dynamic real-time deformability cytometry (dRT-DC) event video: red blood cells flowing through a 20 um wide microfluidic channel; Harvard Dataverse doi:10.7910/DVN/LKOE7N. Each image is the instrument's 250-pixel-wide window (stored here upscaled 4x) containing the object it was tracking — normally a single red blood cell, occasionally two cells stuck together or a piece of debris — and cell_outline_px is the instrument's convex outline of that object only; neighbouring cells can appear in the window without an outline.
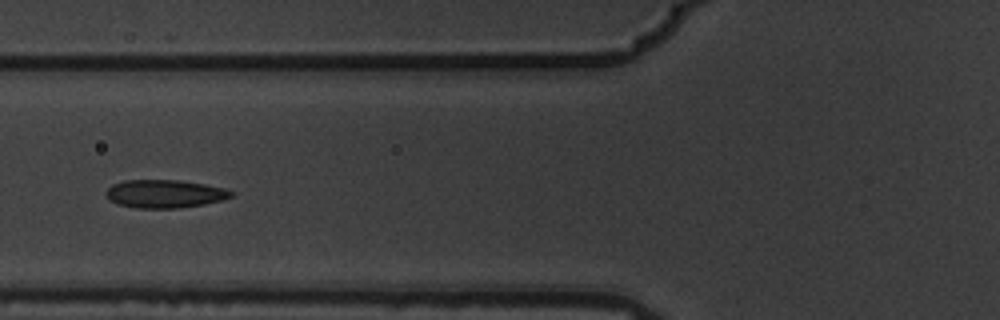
{"species": "common noctule bat (a hibernating species)", "species_latin": "Nyctalus noctula", "temperature_condition": "warm", "stored_images_in_passage": 9, "camera_frame_rate_fps": 3000, "um_per_image_px": 0.085, "animal": {"sex": "male", "body_mass_g": 19.5, "forearm_length_mm": 54.6}, "frame": {"image": 1, "passage_image": 7, "time_ms": 2.0, "image_size_px": [1000, 320], "cell_outline_px": [[232, 196], [220, 200], [204, 204], [180, 208], [136, 208], [116, 204], [104, 192], [112, 184], [124, 180], [180, 180], [204, 184], [224, 188], [232, 192]], "centroid_in_image_um": [13.97, 16.47], "position_along_channel_um": 111.8, "area_um2": 20.4}}
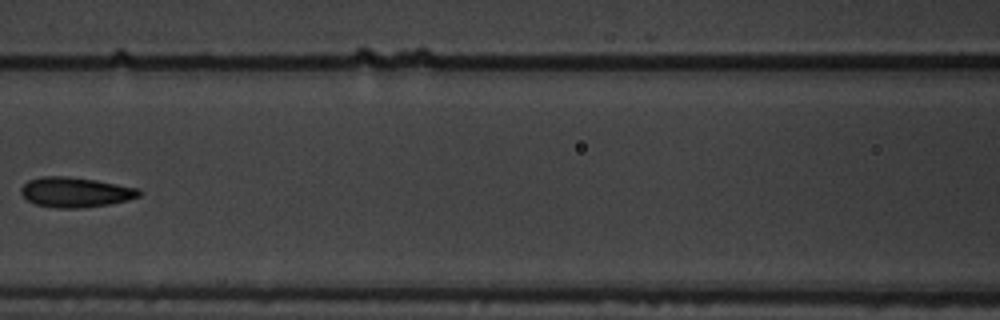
{"frame": {"image": 2, "passage_image": 8, "time_ms": 2.333, "image_size_px": [1000, 320], "cell_outline_px": [[144, 192], [140, 196], [128, 200], [112, 204], [80, 208], [56, 208], [36, 204], [28, 200], [20, 192], [20, 188], [28, 180], [44, 176], [68, 176], [96, 180], [140, 188]], "centroid_in_image_um": [6.46, 16.34], "position_along_channel_um": 160.1, "area_um2": 20.87}}
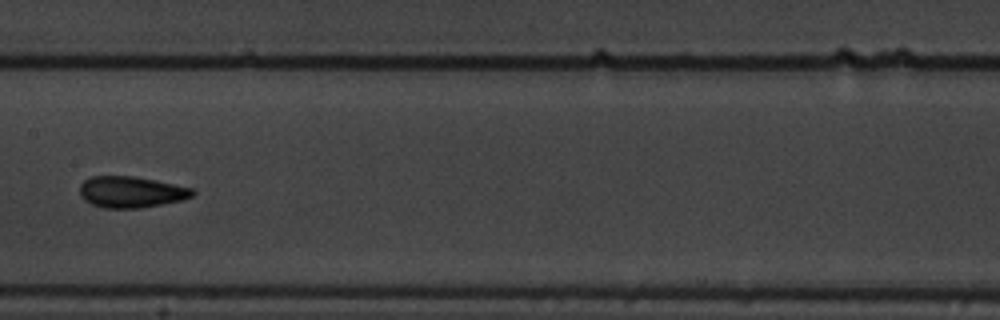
{"frame": {"image": 3, "passage_image": 9, "time_ms": 2.667, "image_size_px": [1000, 320], "cell_outline_px": [[196, 192], [192, 196], [180, 200], [140, 208], [104, 208], [92, 204], [84, 200], [80, 196], [80, 184], [84, 180], [92, 176], [132, 176], [192, 188]], "centroid_in_image_um": [11.09, 16.32], "position_along_channel_um": 196.3, "area_um2": 20.29}}